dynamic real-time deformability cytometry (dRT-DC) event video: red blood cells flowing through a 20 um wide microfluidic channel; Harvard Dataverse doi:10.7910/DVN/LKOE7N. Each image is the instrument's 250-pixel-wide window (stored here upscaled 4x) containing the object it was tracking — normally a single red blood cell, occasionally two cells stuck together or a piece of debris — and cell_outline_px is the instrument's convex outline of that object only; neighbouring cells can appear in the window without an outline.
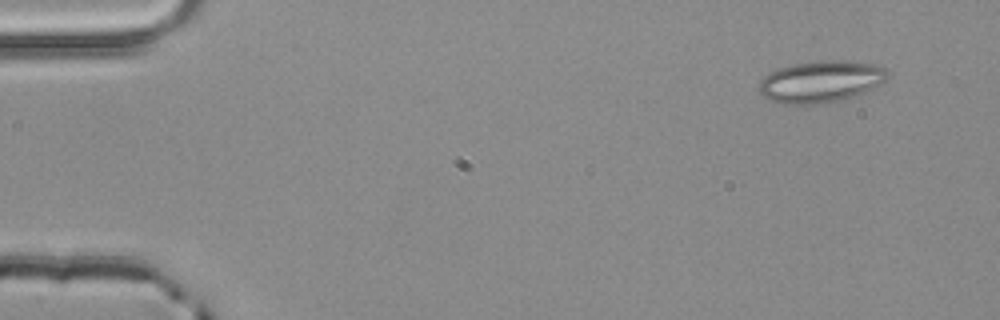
{"species": "common noctule bat (a hibernating species)", "species_latin": "Nyctalus noctula", "temperature_condition": "room temperature", "stored_images_in_passage": 4, "camera_frame_rate_fps": 3000, "um_per_image_px": 0.085, "animal": {"sex": "male", "body_mass_g": 20.4}, "frame": {"image": 1, "passage_image": 1, "time_ms": 0.0, "image_size_px": [1000, 320], "cell_outline_px": [[888, 76], [880, 84], [864, 92], [852, 96], [836, 100], [816, 104], [784, 104], [772, 100], [764, 96], [760, 92], [760, 80], [764, 76], [776, 68], [792, 64], [820, 60], [844, 60], [872, 64], [884, 68], [888, 72]], "centroid_in_image_um": [69.74, 6.91], "position_along_channel_um": 15.3, "area_um2": 30.92}}